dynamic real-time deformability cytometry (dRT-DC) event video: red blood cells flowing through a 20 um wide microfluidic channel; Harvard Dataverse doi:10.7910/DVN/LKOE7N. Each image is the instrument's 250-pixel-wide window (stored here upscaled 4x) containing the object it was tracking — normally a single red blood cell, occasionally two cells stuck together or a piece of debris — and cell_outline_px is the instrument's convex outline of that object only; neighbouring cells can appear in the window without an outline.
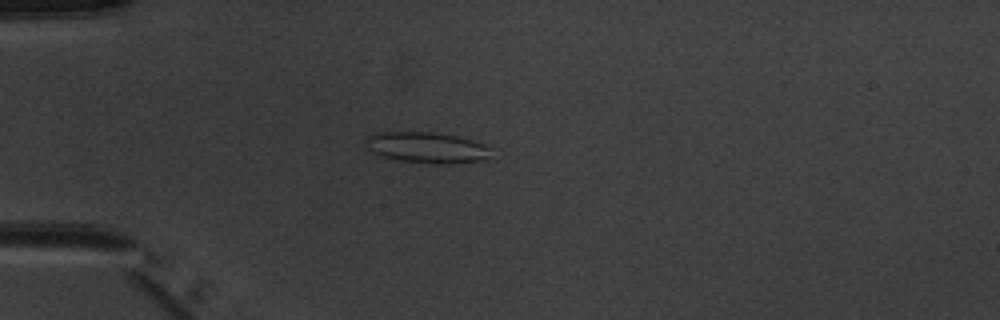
{"species": "common noctule bat (a hibernating species)", "species_latin": "Nyctalus noctula", "temperature_condition": "warm", "stored_images_in_passage": 5, "camera_frame_rate_fps": 3000, "um_per_image_px": 0.085, "animal": {"sex": "male", "body_mass_g": 20.1, "forearm_length_mm": 53.5}, "frame": {"image": 1, "passage_image": 4, "time_ms": 4.667, "image_size_px": [1000, 320], "cell_outline_px": [[488, 160], [448, 164], [436, 164], [400, 160], [384, 156], [372, 152], [364, 144], [364, 140], [368, 136], [376, 132], [432, 132], [456, 136], [484, 144], [488, 148]], "centroid_in_image_um": [36.24, 12.54], "position_along_channel_um": 48.8, "area_um2": 22.43}}